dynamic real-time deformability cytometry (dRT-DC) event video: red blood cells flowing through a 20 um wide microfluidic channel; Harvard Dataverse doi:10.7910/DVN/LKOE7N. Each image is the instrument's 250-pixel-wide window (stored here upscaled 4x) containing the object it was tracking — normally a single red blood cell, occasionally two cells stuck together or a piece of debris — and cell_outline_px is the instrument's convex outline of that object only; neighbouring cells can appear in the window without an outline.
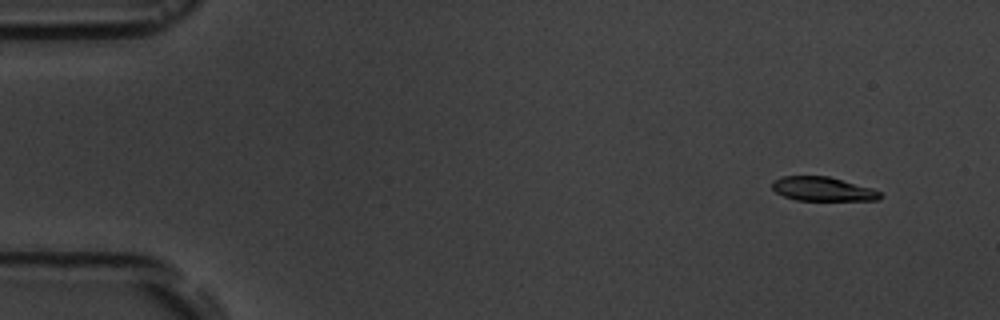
{"species": "common noctule bat (a hibernating species)", "species_latin": "Nyctalus noctula", "temperature_condition": "room temperature", "stored_images_in_passage": 17, "camera_frame_rate_fps": 3000, "um_per_image_px": 0.085, "animal": {"sex": "male", "body_mass_g": 19.5, "forearm_length_mm": 54.6}, "frame": {"image": 1, "passage_image": 2, "time_ms": 1.0, "image_size_px": [1000, 320], "cell_outline_px": [[884, 196], [880, 200], [796, 200], [784, 196], [776, 192], [772, 188], [772, 180], [780, 176], [828, 176], [872, 188], [880, 192]], "centroid_in_image_um": [69.93, 16.06], "position_along_channel_um": 15.1, "area_um2": 15.2}}
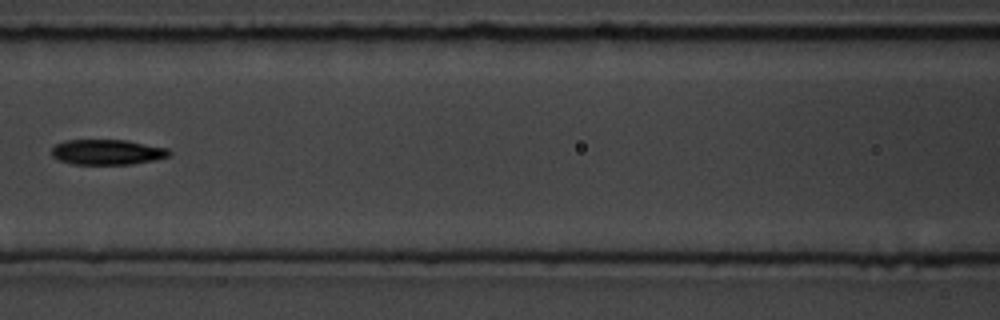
{"frame": {"image": 2, "passage_image": 8, "time_ms": 8.0, "image_size_px": [1000, 320], "cell_outline_px": [[172, 152], [168, 156], [152, 160], [132, 164], [72, 164], [60, 160], [52, 156], [52, 148], [56, 144], [64, 140], [128, 140], [168, 148]], "centroid_in_image_um": [9.12, 12.92], "position_along_channel_um": 157.5, "area_um2": 17.28}}
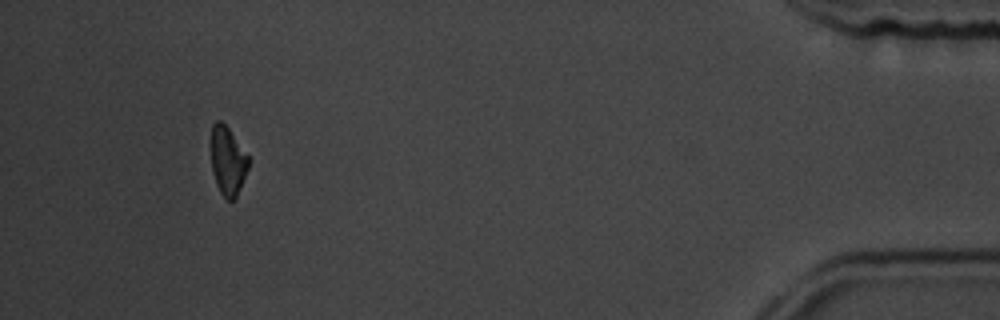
{"frame": {"image": 3, "passage_image": 16, "time_ms": 17.0, "image_size_px": [1000, 320], "cell_outline_px": [[248, 168], [236, 196], [232, 200], [228, 200], [220, 192], [216, 184], [212, 168], [212, 124], [216, 120], [220, 120], [228, 128], [248, 156]], "centroid_in_image_um": [19.35, 13.67], "position_along_channel_um": 415.9, "area_um2": 14.45}, "authors_computed_cell_mechanics": {"area_um2": 16.6464, "velocity_mm_per_s": 3.6357, "shape_relaxation_time_tau1_ms": 4.6482, "shape_relaxation_time_tau2_ms": 2.7534, "deformation_change_tau1": 0.1302, "deformation_change_tau2": 0.0962}}